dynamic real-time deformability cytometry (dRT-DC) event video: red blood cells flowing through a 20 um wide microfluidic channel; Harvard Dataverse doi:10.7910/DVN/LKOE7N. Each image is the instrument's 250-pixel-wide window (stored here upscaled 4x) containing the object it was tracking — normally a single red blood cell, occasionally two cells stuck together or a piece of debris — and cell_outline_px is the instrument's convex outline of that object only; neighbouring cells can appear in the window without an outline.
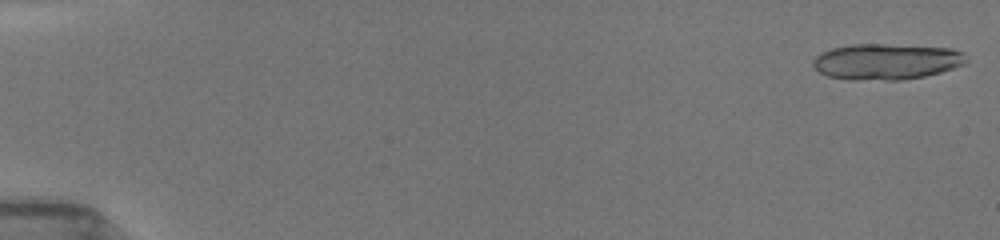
{"species": "common noctule bat (a hibernating species)", "species_latin": "Nyctalus noctula", "temperature_condition": "room temperature", "stored_images_in_passage": 37, "camera_frame_rate_fps": 3000, "um_per_image_px": 0.085, "animal": {"sex": "female", "body_mass_g": 19.5, "forearm_length_mm": 54.1}, "frame": {"image": 1, "passage_image": 1, "time_ms": 0.0, "image_size_px": [1000, 240], "cell_outline_px": [[968, 60], [964, 64], [940, 72], [924, 76], [904, 80], [848, 80], [828, 76], [820, 72], [812, 64], [812, 60], [816, 56], [832, 48], [852, 44], [884, 44], [952, 48], [964, 52]], "centroid_in_image_um": [75.36, 5.24], "position_along_channel_um": 9.6, "area_um2": 32.19}}